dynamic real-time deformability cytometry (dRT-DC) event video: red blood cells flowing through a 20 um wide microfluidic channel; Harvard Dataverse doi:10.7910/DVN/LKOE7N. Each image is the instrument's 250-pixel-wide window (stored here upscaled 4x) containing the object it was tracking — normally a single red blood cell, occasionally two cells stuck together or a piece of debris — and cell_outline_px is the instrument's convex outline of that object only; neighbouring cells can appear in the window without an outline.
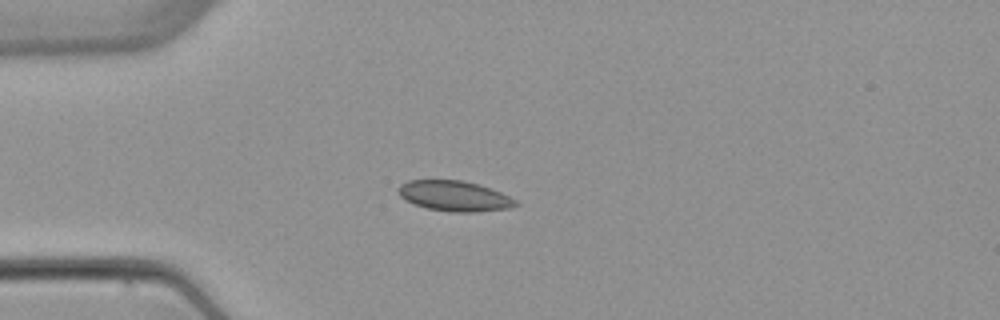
{"species": "common noctule bat (a hibernating species)", "species_latin": "Nyctalus noctula", "temperature_condition": "warm", "stored_images_in_passage": 1, "camera_frame_rate_fps": 3000, "um_per_image_px": 0.085, "animal": {"sex": "female", "body_mass_g": 22.7, "forearm_length_mm": 54.2}, "frame": {"image": 1, "passage_image": 1, "time_ms": 0.0, "image_size_px": [1000, 320], "cell_outline_px": [[520, 204], [508, 208], [476, 212], [452, 212], [428, 208], [404, 200], [396, 192], [396, 188], [400, 184], [408, 180], [464, 180], [480, 184], [500, 192], [516, 200]], "centroid_in_image_um": [38.59, 16.65], "position_along_channel_um": 46.4, "area_um2": 20.87}}